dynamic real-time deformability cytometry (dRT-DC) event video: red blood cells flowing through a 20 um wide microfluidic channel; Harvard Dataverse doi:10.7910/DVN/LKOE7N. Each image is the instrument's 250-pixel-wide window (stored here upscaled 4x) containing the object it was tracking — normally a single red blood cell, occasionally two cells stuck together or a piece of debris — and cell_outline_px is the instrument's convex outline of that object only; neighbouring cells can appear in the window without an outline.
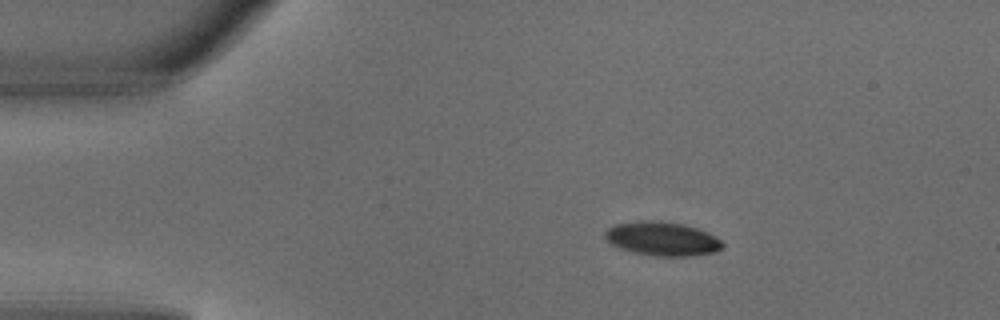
{"species": "common noctule bat (a hibernating species)", "species_latin": "Nyctalus noctula", "temperature_condition": "warm", "stored_images_in_passage": 3, "camera_frame_rate_fps": 3000, "um_per_image_px": 0.085, "animal": {"sex": "male", "body_mass_g": 18.8}, "frame": {"image": 1, "passage_image": 1, "time_ms": 0.0, "image_size_px": [1000, 320], "cell_outline_px": [[724, 244], [716, 252], [692, 256], [656, 256], [636, 252], [620, 248], [612, 244], [604, 236], [604, 232], [608, 228], [616, 224], [684, 224], [696, 228], [720, 240]], "centroid_in_image_um": [56.33, 20.36], "position_along_channel_um": 28.7, "area_um2": 21.73}}
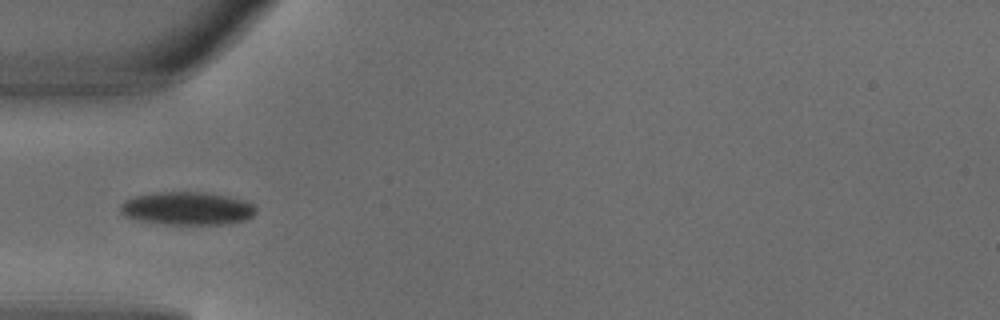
{"frame": {"image": 2, "passage_image": 3, "time_ms": 0.667, "image_size_px": [1000, 320], "cell_outline_px": [[256, 212], [252, 216], [244, 220], [224, 224], [164, 224], [140, 220], [124, 216], [120, 212], [120, 204], [136, 196], [160, 192], [204, 192], [224, 196], [240, 200], [252, 204], [256, 208]], "centroid_in_image_um": [15.89, 17.72], "position_along_channel_um": 69.1, "area_um2": 25.66}}